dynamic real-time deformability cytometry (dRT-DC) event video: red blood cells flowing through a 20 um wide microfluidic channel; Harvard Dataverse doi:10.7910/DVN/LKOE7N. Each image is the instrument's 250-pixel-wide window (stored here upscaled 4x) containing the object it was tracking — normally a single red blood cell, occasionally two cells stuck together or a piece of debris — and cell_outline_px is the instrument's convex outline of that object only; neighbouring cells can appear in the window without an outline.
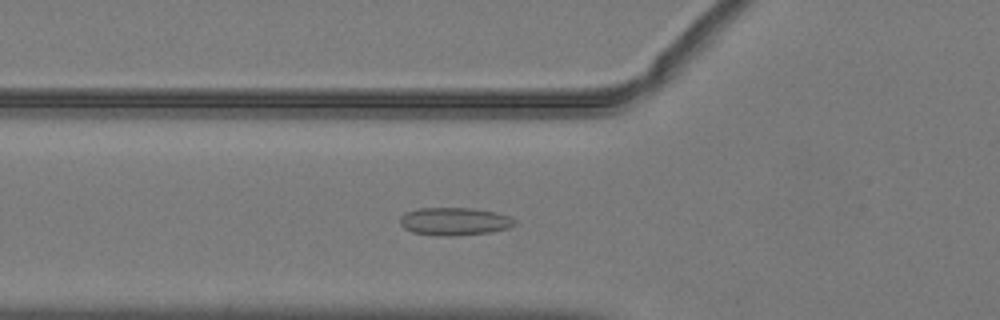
{"species": "common noctule bat (a hibernating species)", "species_latin": "Nyctalus noctula", "temperature_condition": "warm", "stored_images_in_passage": 45, "camera_frame_rate_fps": 3000, "um_per_image_px": 0.085, "animal": {"sex": "male", "body_mass_g": 19.2, "forearm_length_mm": 51.8}, "frame": {"image": 1, "passage_image": 13, "time_ms": 4.0, "image_size_px": [1000, 320], "cell_outline_px": [[516, 224], [508, 228], [488, 232], [452, 236], [436, 236], [412, 232], [404, 228], [400, 224], [400, 216], [408, 212], [420, 208], [472, 208], [496, 212], [508, 216], [516, 220]], "centroid_in_image_um": [38.62, 18.82], "position_along_channel_um": 87.2, "area_um2": 18.55}}
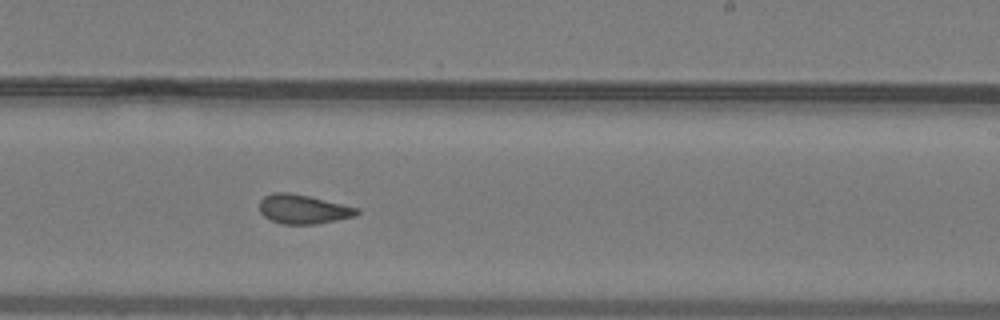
{"frame": {"image": 2, "passage_image": 26, "time_ms": 8.333, "image_size_px": [1000, 320], "cell_outline_px": [[360, 212], [356, 216], [316, 224], [284, 224], [272, 220], [264, 216], [260, 212], [260, 200], [264, 196], [272, 192], [288, 192], [308, 196], [360, 208]], "centroid_in_image_um": [25.78, 17.78], "position_along_channel_um": 263.2, "area_um2": 16.53}}
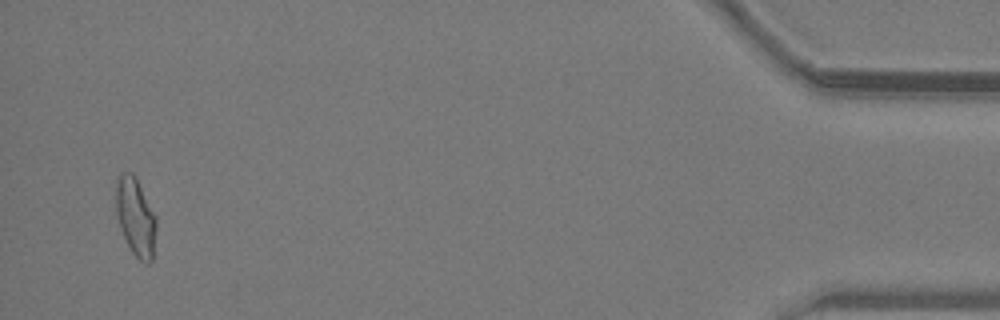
{"frame": {"image": 3, "passage_image": 44, "time_ms": 14.333, "image_size_px": [1000, 320], "cell_outline_px": [[156, 228], [152, 260], [148, 264], [140, 260], [132, 252], [120, 228], [116, 216], [116, 180], [120, 172], [132, 172], [136, 176], [156, 216]], "centroid_in_image_um": [11.52, 18.39], "position_along_channel_um": 423.7, "area_um2": 18.44}, "authors_computed_cell_mechanics": {"area_um2": 17.2244, "velocity_mm_per_s": 4.0553, "shape_relaxation_time_tau1_ms": null, "shape_relaxation_time_tau2_ms": 1.5036, "deformation_change_tau1": null, "deformation_change_tau2": 0.0717}}